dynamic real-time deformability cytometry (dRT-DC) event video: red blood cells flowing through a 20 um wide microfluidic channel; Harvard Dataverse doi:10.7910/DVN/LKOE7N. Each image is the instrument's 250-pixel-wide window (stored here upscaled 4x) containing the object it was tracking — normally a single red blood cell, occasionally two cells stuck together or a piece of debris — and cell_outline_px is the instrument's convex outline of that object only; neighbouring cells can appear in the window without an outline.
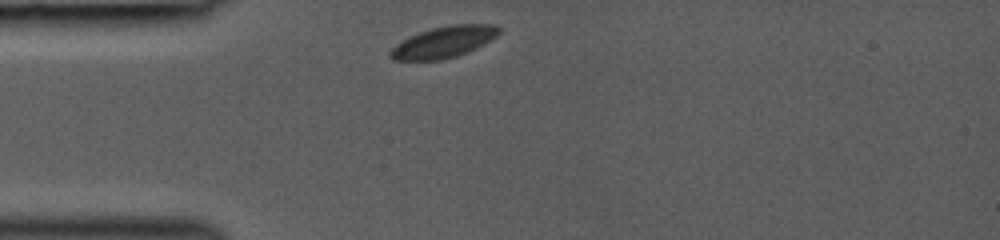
{"species": "common noctule bat (a hibernating species)", "species_latin": "Nyctalus noctula", "temperature_condition": "room temperature", "stored_images_in_passage": 28, "camera_frame_rate_fps": 3000, "um_per_image_px": 0.085, "animal": {"sex": "female", "body_mass_g": 19.0, "forearm_length_mm": 53.3}, "frame": {"image": 1, "passage_image": 1, "time_ms": 0.0, "image_size_px": [1000, 240], "cell_outline_px": [[500, 32], [496, 36], [476, 48], [468, 52], [456, 56], [440, 60], [392, 60], [388, 56], [388, 52], [396, 44], [420, 32], [432, 28], [452, 24], [496, 24], [500, 28]], "centroid_in_image_um": [37.72, 3.57], "position_along_channel_um": 47.3, "area_um2": 19.71}}
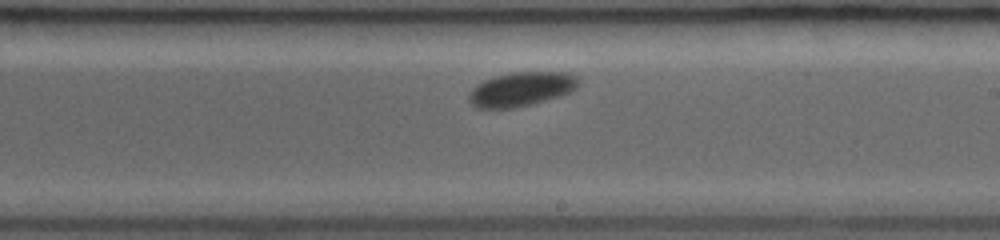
{"frame": {"image": 2, "passage_image": 16, "time_ms": 5.0, "image_size_px": [1000, 240], "cell_outline_px": [[580, 84], [572, 92], [560, 96], [532, 104], [512, 108], [476, 108], [468, 100], [468, 96], [472, 88], [476, 84], [484, 80], [496, 76], [512, 72], [560, 72], [576, 76], [580, 80]], "centroid_in_image_um": [44.31, 7.58], "position_along_channel_um": 244.7, "area_um2": 21.91}}
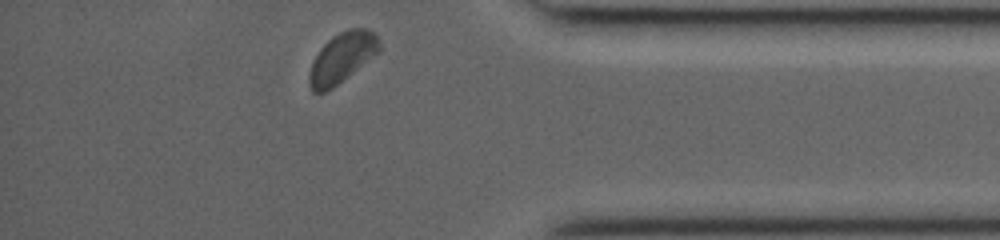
{"frame": {"image": 3, "passage_image": 28, "time_ms": 9.0, "image_size_px": [1000, 240], "cell_outline_px": [[380, 52], [332, 88], [324, 92], [312, 92], [308, 84], [308, 72], [312, 60], [320, 48], [332, 36], [348, 28], [368, 28], [380, 40]], "centroid_in_image_um": [29.05, 4.9], "position_along_channel_um": 406.2, "area_um2": 20.63}}